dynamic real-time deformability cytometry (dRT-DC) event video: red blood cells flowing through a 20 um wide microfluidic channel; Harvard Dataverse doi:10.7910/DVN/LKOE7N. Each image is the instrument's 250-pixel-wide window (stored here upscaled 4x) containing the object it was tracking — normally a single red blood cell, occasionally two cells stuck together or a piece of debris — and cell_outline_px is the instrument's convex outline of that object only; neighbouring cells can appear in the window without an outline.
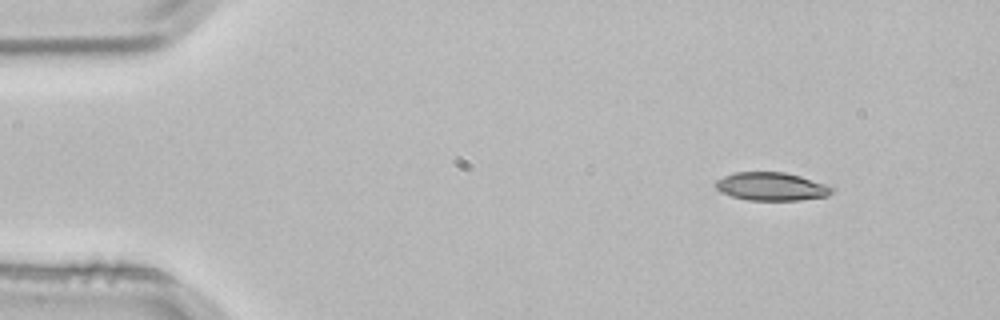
{"species": "common noctule bat (a hibernating species)", "species_latin": "Nyctalus noctula", "temperature_condition": "room temperature", "stored_images_in_passage": 4, "segment_of_instrument_passage": [1, 2], "camera_frame_rate_fps": 3000, "um_per_image_px": 0.085, "animal": {"sex": "male", "body_mass_g": 21.5, "forearm_length_mm": 52.0}, "frame": {"image": 1, "passage_image": 1, "time_ms": 0.0, "image_size_px": [1000, 320], "cell_outline_px": [[836, 188], [828, 196], [800, 200], [748, 200], [732, 196], [720, 192], [716, 188], [716, 180], [732, 172], [784, 172], [800, 176]], "centroid_in_image_um": [65.56, 15.85], "position_along_channel_um": 19.4, "area_um2": 19.07}}